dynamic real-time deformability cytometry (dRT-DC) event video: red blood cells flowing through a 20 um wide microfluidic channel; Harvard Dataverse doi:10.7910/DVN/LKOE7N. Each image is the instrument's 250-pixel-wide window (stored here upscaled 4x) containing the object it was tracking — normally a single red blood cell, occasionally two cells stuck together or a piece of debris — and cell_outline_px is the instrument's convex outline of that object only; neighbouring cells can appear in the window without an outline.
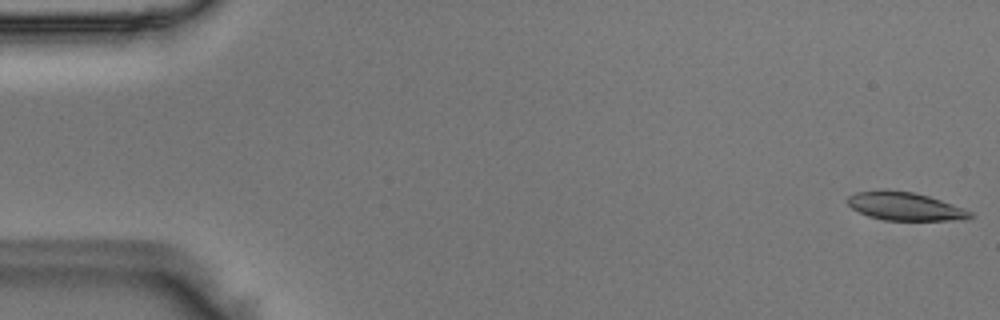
{"species": "Egyptian fruit bat (a non-hibernating species)", "species_latin": "Rousettus aegyptiacus", "temperature_condition": "room temperature", "stored_images_in_passage": 10, "camera_frame_rate_fps": 3000, "um_per_image_px": 0.085, "animal": {"sex": "male"}, "frame": {"image": 1, "passage_image": 1, "time_ms": 0.0, "image_size_px": [1000, 320], "cell_outline_px": [[976, 216], [964, 220], [884, 220], [868, 216], [852, 208], [848, 204], [848, 196], [856, 192], [880, 188], [888, 188], [912, 192], [928, 196], [964, 208], [972, 212]], "centroid_in_image_um": [76.92, 17.52], "position_along_channel_um": 8.1, "area_um2": 20.46}}